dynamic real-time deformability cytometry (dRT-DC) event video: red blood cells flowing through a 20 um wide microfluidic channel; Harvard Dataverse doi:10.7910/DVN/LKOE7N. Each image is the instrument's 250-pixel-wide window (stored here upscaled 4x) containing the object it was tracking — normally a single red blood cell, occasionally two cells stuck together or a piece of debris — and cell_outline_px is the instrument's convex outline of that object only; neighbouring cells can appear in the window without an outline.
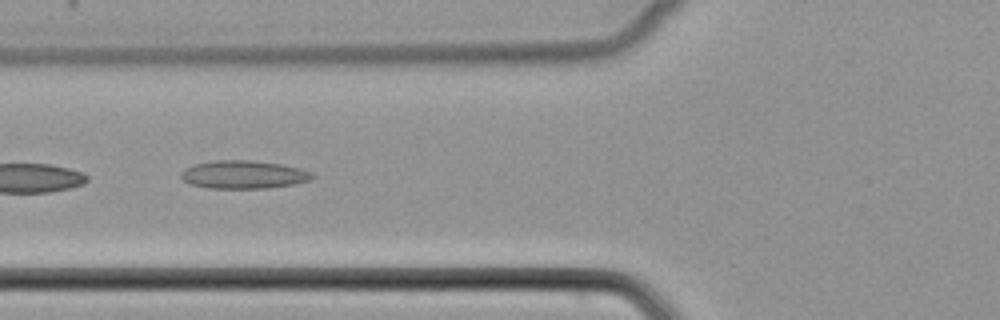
{"species": "common noctule bat (a hibernating species)", "species_latin": "Nyctalus noctula", "temperature_condition": "cold", "stored_images_in_passage": 8, "camera_frame_rate_fps": 3000, "um_per_image_px": 0.085, "animal": {"sex": "female", "body_mass_g": 22.7, "forearm_length_mm": 54.2}, "frame": {"image": 1, "passage_image": 4, "time_ms": 1.0, "image_size_px": [1000, 320], "cell_outline_px": [[316, 176], [312, 180], [292, 184], [268, 188], [208, 188], [188, 184], [180, 176], [180, 172], [184, 168], [192, 164], [212, 160], [248, 160], [280, 164], [300, 168], [312, 172]], "centroid_in_image_um": [20.67, 14.83], "position_along_channel_um": 105.1, "area_um2": 21.73}}